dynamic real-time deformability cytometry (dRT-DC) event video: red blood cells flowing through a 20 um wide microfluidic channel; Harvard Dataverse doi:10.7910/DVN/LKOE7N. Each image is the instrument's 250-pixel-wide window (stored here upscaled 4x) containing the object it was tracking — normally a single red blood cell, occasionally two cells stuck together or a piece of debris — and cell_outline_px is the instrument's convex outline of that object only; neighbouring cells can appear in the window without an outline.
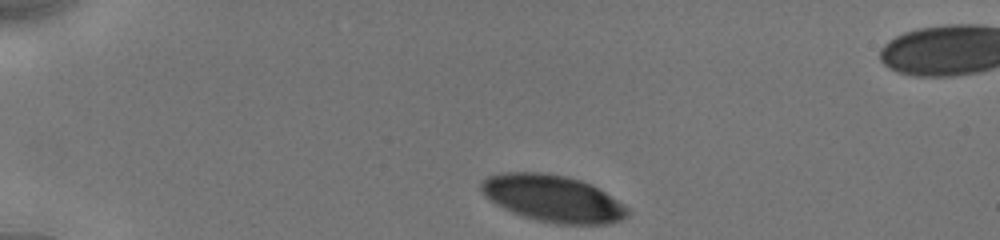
{"species": "human", "species_latin": "Homo sapiens", "temperature_condition": "cold", "stored_images_in_passage": 22, "camera_frame_rate_fps": 3000, "um_per_image_px": 0.085, "donor": {"sex": "male"}, "frame": {"image": 1, "passage_image": 1, "time_ms": 0.0, "image_size_px": [1000, 240], "cell_outline_px": [[628, 216], [620, 220], [608, 224], [556, 224], [536, 220], [512, 212], [496, 204], [484, 196], [480, 188], [480, 184], [488, 176], [504, 172], [536, 172], [568, 176], [592, 184], [624, 204], [628, 208]], "centroid_in_image_um": [46.99, 16.87], "position_along_channel_um": 38.0, "area_um2": 39.94}}
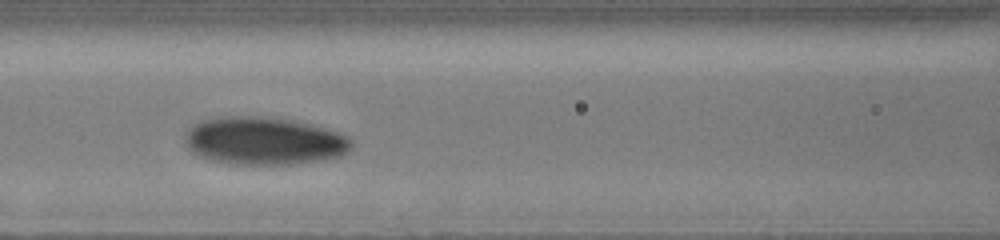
{"frame": {"image": 2, "passage_image": 15, "time_ms": 4.333, "image_size_px": [1000, 240], "cell_outline_px": [[352, 148], [348, 152], [340, 156], [320, 160], [292, 164], [232, 164], [212, 160], [200, 156], [192, 152], [188, 148], [184, 140], [188, 128], [192, 124], [200, 120], [224, 116], [260, 116], [296, 120], [312, 124], [348, 136], [352, 140]], "centroid_in_image_um": [22.43, 11.96], "position_along_channel_um": 144.2, "area_um2": 46.64}}
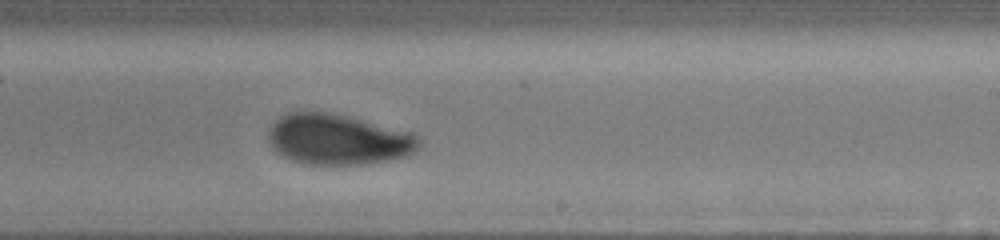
{"frame": {"image": 3, "passage_image": 22, "time_ms": 7.333, "image_size_px": [1000, 240], "cell_outline_px": [[420, 148], [408, 156], [388, 160], [364, 164], [308, 164], [292, 160], [284, 156], [272, 148], [268, 140], [268, 132], [276, 120], [280, 116], [288, 112], [328, 112], [348, 116], [412, 132], [420, 136]], "centroid_in_image_um": [28.77, 11.85], "position_along_channel_um": 260.2, "area_um2": 44.45}}